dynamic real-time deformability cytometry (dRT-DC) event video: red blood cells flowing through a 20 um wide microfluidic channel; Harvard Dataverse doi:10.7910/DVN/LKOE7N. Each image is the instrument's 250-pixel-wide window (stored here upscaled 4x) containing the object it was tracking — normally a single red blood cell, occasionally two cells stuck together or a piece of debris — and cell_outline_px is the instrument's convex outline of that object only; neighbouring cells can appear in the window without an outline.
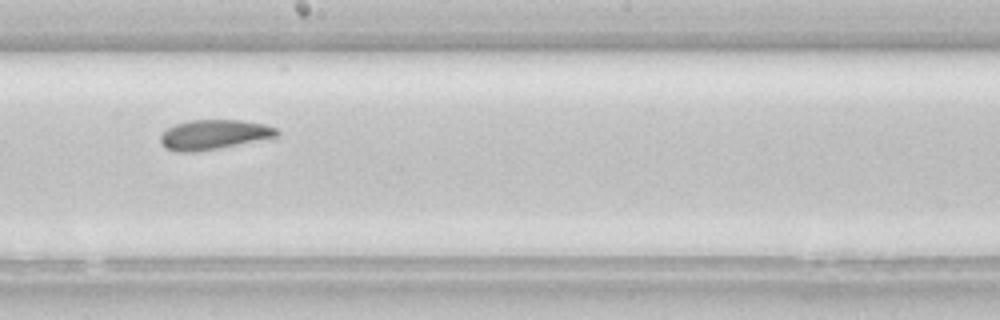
{"species": "common noctule bat (a hibernating species)", "species_latin": "Nyctalus noctula", "temperature_condition": "room temperature", "stored_images_in_passage": 30, "camera_frame_rate_fps": 3000, "um_per_image_px": 0.085, "animal": {"sex": "female", "body_mass_g": 22.7, "forearm_length_mm": 54.2}, "frame": {"image": 1, "passage_image": 13, "time_ms": 4.0, "image_size_px": [1000, 320], "cell_outline_px": [[280, 136], [220, 148], [196, 152], [176, 152], [164, 148], [160, 144], [160, 136], [168, 128], [176, 124], [188, 120], [240, 120], [264, 124], [276, 128], [280, 132]], "centroid_in_image_um": [18.17, 11.45], "position_along_channel_um": 230.0, "area_um2": 20.35}}
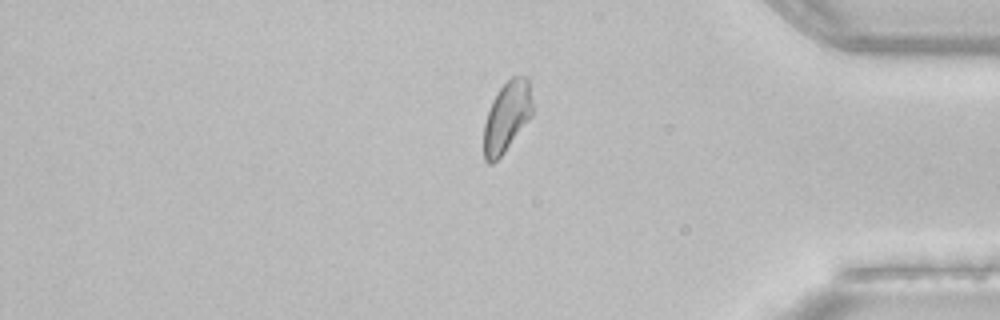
{"frame": {"image": 2, "passage_image": 26, "time_ms": 8.333, "image_size_px": [1000, 320], "cell_outline_px": [[532, 116], [504, 152], [492, 164], [488, 164], [484, 160], [484, 124], [492, 100], [500, 88], [512, 76], [528, 76], [532, 104]], "centroid_in_image_um": [43.08, 9.92], "position_along_channel_um": 392.1, "area_um2": 19.83}}